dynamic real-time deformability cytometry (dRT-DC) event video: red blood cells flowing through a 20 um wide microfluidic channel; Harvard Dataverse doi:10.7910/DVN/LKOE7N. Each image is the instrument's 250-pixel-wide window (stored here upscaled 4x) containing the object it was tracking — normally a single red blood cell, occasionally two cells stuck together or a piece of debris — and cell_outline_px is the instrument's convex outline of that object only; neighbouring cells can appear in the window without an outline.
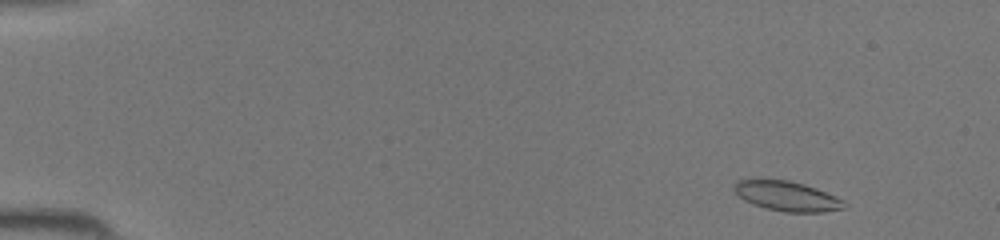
{"species": "common noctule bat (a hibernating species)", "species_latin": "Nyctalus noctula", "temperature_condition": "room temperature", "stored_images_in_passage": 43, "camera_frame_rate_fps": 3000, "um_per_image_px": 0.085, "animal": {"sex": "female", "body_mass_g": 19.5, "forearm_length_mm": 54.1}, "frame": {"image": 1, "passage_image": 3, "time_ms": 0.667, "image_size_px": [1000, 240], "cell_outline_px": [[848, 208], [824, 212], [784, 212], [768, 208], [744, 200], [732, 188], [732, 184], [740, 180], [788, 180], [804, 184], [816, 188], [836, 196], [844, 200], [848, 204]], "centroid_in_image_um": [66.97, 16.68], "position_along_channel_um": 18.0, "area_um2": 19.02}}
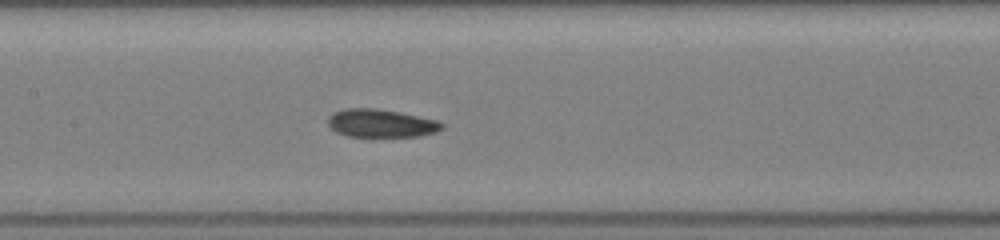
{"frame": {"image": 2, "passage_image": 21, "time_ms": 6.667, "image_size_px": [1000, 240], "cell_outline_px": [[444, 128], [436, 132], [420, 136], [368, 140], [348, 136], [336, 132], [328, 124], [328, 116], [332, 112], [344, 108], [376, 108], [400, 112], [440, 120], [444, 124]], "centroid_in_image_um": [32.4, 10.52], "position_along_channel_um": 175.0, "area_um2": 19.88}}
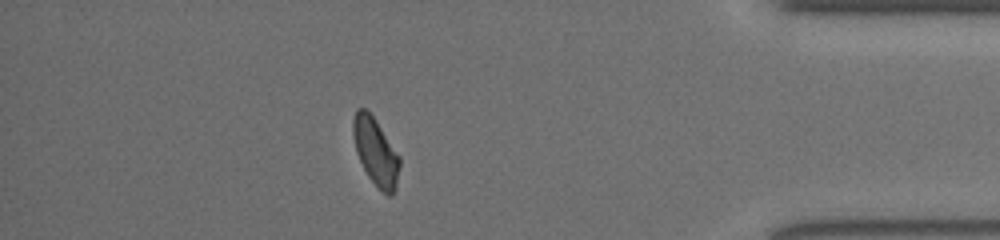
{"frame": {"image": 3, "passage_image": 38, "time_ms": 12.333, "image_size_px": [1000, 240], "cell_outline_px": [[400, 164], [396, 188], [392, 196], [388, 196], [368, 176], [356, 152], [352, 136], [352, 120], [356, 108], [364, 108], [376, 120], [400, 156]], "centroid_in_image_um": [31.92, 12.87], "position_along_channel_um": 403.3, "area_um2": 18.21}}